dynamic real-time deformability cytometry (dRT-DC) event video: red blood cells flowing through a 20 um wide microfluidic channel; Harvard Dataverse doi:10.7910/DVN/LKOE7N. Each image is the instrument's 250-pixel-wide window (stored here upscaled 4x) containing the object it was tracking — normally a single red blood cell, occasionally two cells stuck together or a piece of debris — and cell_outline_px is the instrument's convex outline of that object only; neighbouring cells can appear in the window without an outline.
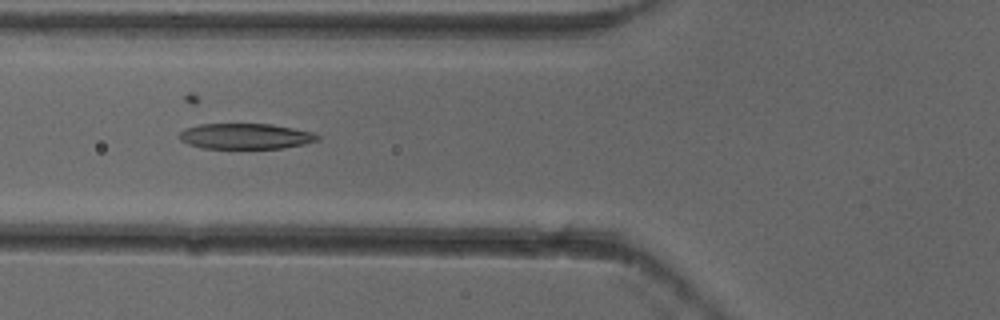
{"species": "common noctule bat (a hibernating species)", "species_latin": "Nyctalus noctula", "temperature_condition": "cold", "stored_images_in_passage": 7, "camera_frame_rate_fps": 3000, "um_per_image_px": 0.085, "animal": {"sex": "female"}, "frame": {"image": 1, "passage_image": 5, "time_ms": 1.333, "image_size_px": [1000, 320], "cell_outline_px": [[320, 140], [304, 144], [280, 148], [204, 148], [188, 144], [180, 140], [180, 132], [184, 128], [200, 124], [272, 124], [312, 132], [320, 136]], "centroid_in_image_um": [20.87, 11.57], "position_along_channel_um": 104.9, "area_um2": 20.52}}
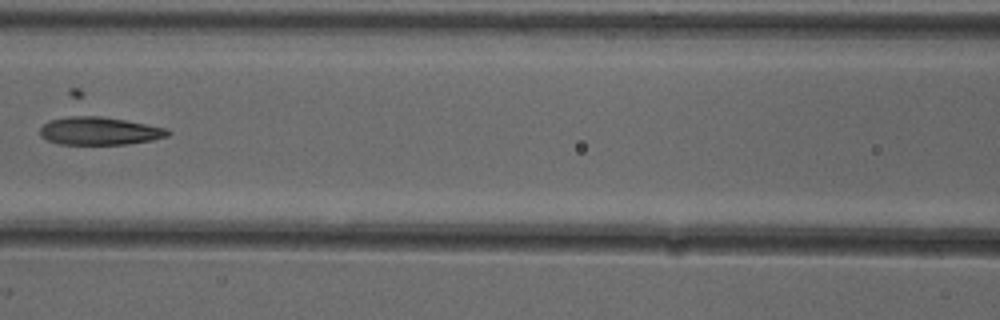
{"frame": {"image": 2, "passage_image": 6, "time_ms": 1.667, "image_size_px": [1000, 320], "cell_outline_px": [[172, 132], [168, 136], [152, 140], [128, 144], [60, 144], [48, 140], [40, 136], [40, 128], [48, 120], [76, 112], [80, 112], [168, 128]], "centroid_in_image_um": [8.4, 11.08], "position_along_channel_um": 158.2, "area_um2": 21.56}}
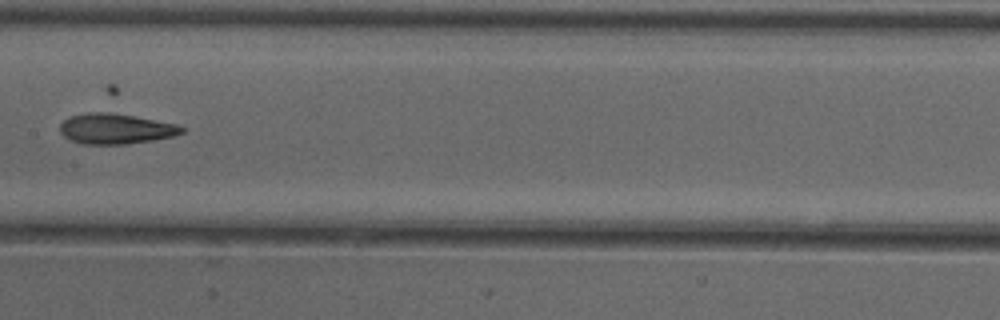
{"frame": {"image": 3, "passage_image": 7, "time_ms": 2.0, "image_size_px": [1000, 320], "cell_outline_px": [[184, 132], [172, 136], [152, 140], [124, 144], [84, 144], [72, 140], [64, 136], [60, 132], [60, 124], [64, 120], [72, 116], [88, 112], [112, 112], [136, 116], [176, 124], [184, 128]], "centroid_in_image_um": [9.82, 10.93], "position_along_channel_um": 197.6, "area_um2": 21.39}}